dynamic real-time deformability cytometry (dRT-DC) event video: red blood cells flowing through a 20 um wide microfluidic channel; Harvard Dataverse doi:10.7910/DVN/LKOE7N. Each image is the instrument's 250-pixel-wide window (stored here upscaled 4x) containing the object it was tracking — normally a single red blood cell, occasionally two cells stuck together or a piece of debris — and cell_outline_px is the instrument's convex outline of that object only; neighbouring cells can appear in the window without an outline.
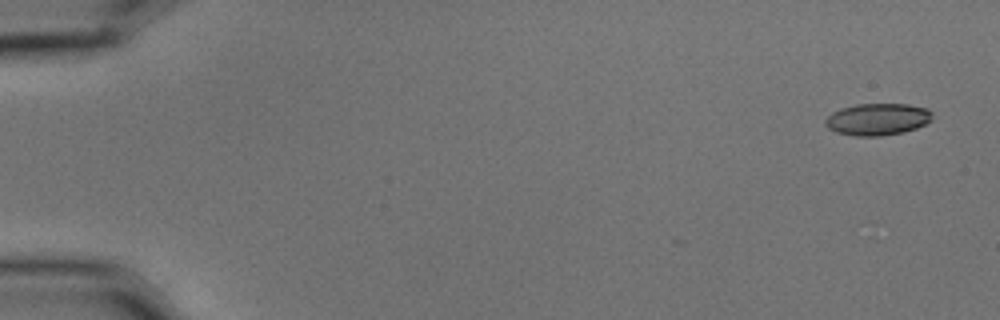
{"species": "common noctule bat (a hibernating species)", "species_latin": "Nyctalus noctula", "temperature_condition": "cold", "stored_images_in_passage": 3, "camera_frame_rate_fps": 3000, "um_per_image_px": 0.085, "animal": {"sex": "male", "body_mass_g": 15.6}, "frame": {"image": 1, "passage_image": 1, "time_ms": 0.0, "image_size_px": [1000, 320], "cell_outline_px": [[932, 120], [916, 128], [904, 132], [880, 136], [856, 136], [836, 132], [828, 128], [824, 124], [824, 120], [832, 112], [840, 108], [856, 104], [908, 104], [928, 108], [932, 112]], "centroid_in_image_um": [74.58, 10.13], "position_along_channel_um": 10.4, "area_um2": 20.06}}